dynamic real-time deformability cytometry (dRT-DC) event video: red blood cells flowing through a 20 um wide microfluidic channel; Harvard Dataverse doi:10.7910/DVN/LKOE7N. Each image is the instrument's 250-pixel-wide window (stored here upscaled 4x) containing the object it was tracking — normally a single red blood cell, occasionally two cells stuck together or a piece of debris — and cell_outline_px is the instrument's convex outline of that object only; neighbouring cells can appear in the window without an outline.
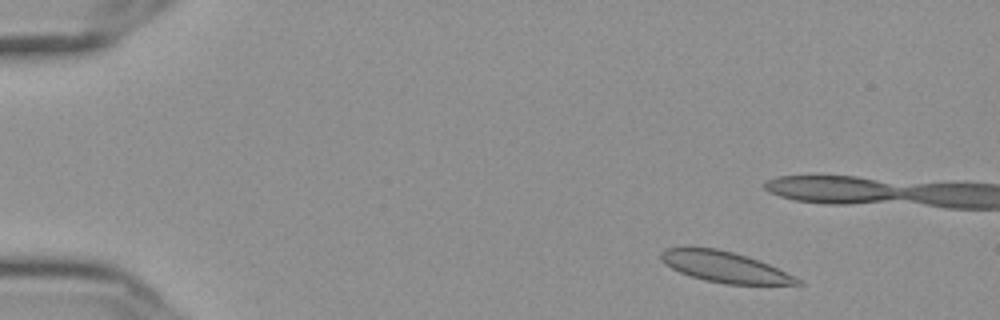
{"species": "Egyptian fruit bat (a non-hibernating species)", "species_latin": "Rousettus aegyptiacus", "temperature_condition": "cold", "stored_images_in_passage": 12, "camera_frame_rate_fps": 3000, "um_per_image_px": 0.085, "frame": {"image": 1, "passage_image": 1, "time_ms": 0.0, "image_size_px": [1000, 320], "cell_outline_px": [[804, 284], [724, 284], [704, 280], [680, 272], [664, 264], [660, 260], [660, 252], [664, 248], [716, 248], [732, 252], [768, 264], [804, 280]], "centroid_in_image_um": [61.59, 22.7], "position_along_channel_um": 23.4, "area_um2": 24.16}}